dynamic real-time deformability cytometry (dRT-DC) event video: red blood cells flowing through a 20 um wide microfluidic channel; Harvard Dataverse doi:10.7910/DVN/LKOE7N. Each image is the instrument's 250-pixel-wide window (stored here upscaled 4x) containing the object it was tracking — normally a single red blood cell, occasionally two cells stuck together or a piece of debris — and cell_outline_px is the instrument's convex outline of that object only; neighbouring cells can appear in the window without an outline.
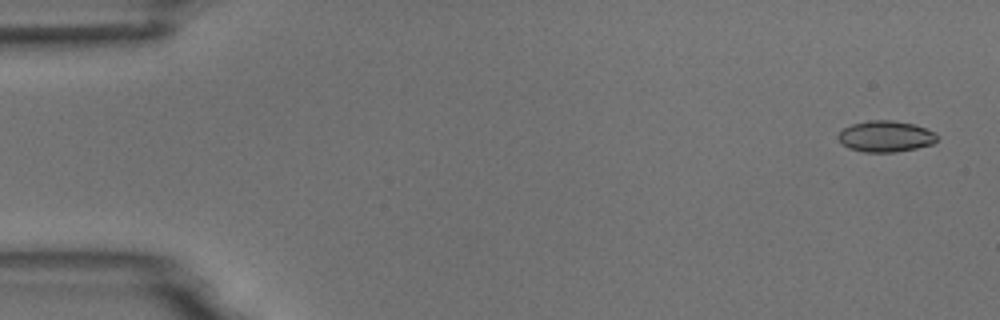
{"species": "common noctule bat (a hibernating species)", "species_latin": "Nyctalus noctula", "temperature_condition": "room temperature", "stored_images_in_passage": 4, "camera_frame_rate_fps": 3000, "um_per_image_px": 0.085, "animal": {"sex": "male", "body_mass_g": 18.8}, "frame": {"image": 1, "passage_image": 1, "time_ms": 0.0, "image_size_px": [1000, 320], "cell_outline_px": [[936, 140], [932, 144], [916, 148], [896, 152], [864, 152], [848, 148], [836, 136], [844, 128], [852, 124], [868, 120], [892, 120], [912, 124], [924, 128], [932, 132], [936, 136]], "centroid_in_image_um": [75.24, 11.59], "position_along_channel_um": 9.8, "area_um2": 17.69}}
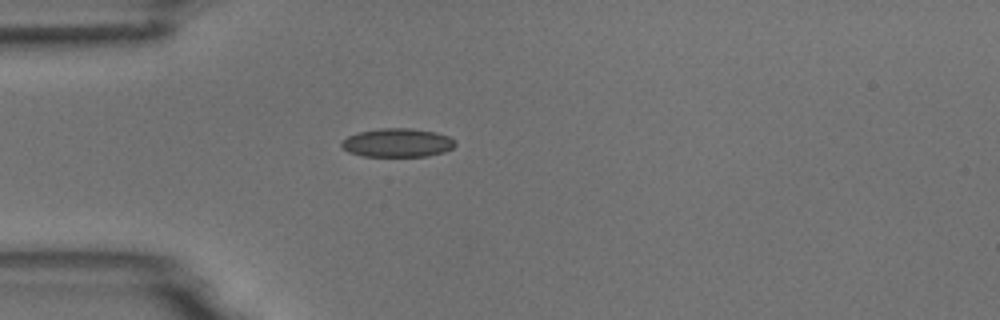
{"frame": {"image": 2, "passage_image": 4, "time_ms": 4.333, "image_size_px": [1000, 320], "cell_outline_px": [[456, 144], [452, 148], [444, 152], [428, 156], [364, 156], [348, 152], [340, 144], [348, 136], [360, 132], [380, 128], [412, 128], [436, 132], [448, 136], [456, 140]], "centroid_in_image_um": [33.82, 12.13], "position_along_channel_um": 51.2, "area_um2": 18.96}}